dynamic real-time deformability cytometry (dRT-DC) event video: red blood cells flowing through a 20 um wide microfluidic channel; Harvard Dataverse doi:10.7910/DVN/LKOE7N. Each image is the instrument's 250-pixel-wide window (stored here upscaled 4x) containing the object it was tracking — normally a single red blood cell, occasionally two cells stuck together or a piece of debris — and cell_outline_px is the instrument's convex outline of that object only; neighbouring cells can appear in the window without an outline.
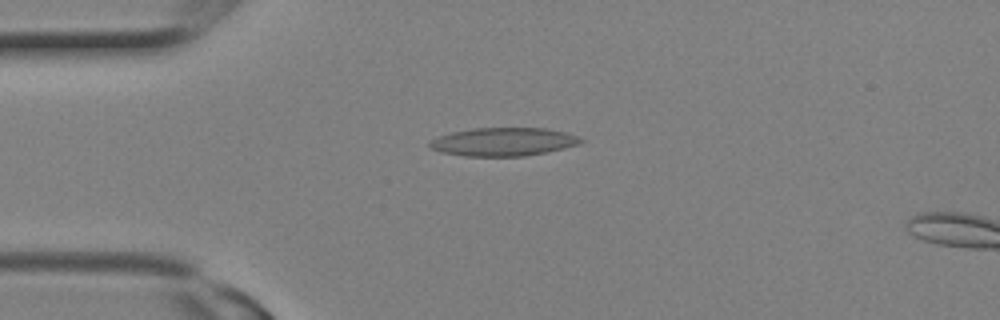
{"species": "Egyptian fruit bat (a non-hibernating species)", "species_latin": "Rousettus aegyptiacus", "temperature_condition": "room temperature", "stored_images_in_passage": 8, "camera_frame_rate_fps": 3000, "um_per_image_px": 0.085, "animal": {"sex": "female"}, "frame": {"image": 1, "passage_image": 6, "time_ms": 1.667, "image_size_px": [1000, 320], "cell_outline_px": [[584, 140], [580, 144], [548, 152], [524, 156], [464, 156], [440, 152], [432, 148], [428, 144], [432, 140], [440, 136], [452, 132], [472, 128], [548, 128], [564, 132], [576, 136]], "centroid_in_image_um": [42.8, 12.05], "position_along_channel_um": 42.2, "area_um2": 24.85}}